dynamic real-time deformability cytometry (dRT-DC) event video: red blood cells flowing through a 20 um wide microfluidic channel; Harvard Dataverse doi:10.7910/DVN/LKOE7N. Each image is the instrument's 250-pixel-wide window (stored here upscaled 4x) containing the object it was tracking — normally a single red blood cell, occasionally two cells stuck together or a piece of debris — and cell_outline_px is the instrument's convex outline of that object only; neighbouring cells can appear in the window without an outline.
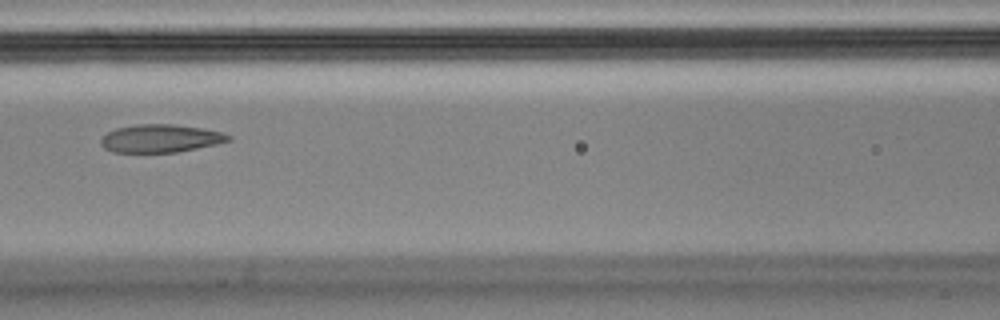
{"species": "Egyptian fruit bat (a non-hibernating species)", "species_latin": "Rousettus aegyptiacus", "temperature_condition": "cold", "stored_images_in_passage": 11, "camera_frame_rate_fps": 3000, "um_per_image_px": 0.085, "animal": {"sex": "male"}, "frame": {"image": 1, "passage_image": 4, "time_ms": 1.0, "image_size_px": [1000, 320], "cell_outline_px": [[232, 140], [216, 144], [176, 152], [112, 152], [104, 148], [100, 144], [100, 140], [108, 132], [116, 128], [136, 124], [172, 124], [204, 128], [220, 132], [232, 136]], "centroid_in_image_um": [13.64, 11.76], "position_along_channel_um": 153.0, "area_um2": 20.75}}
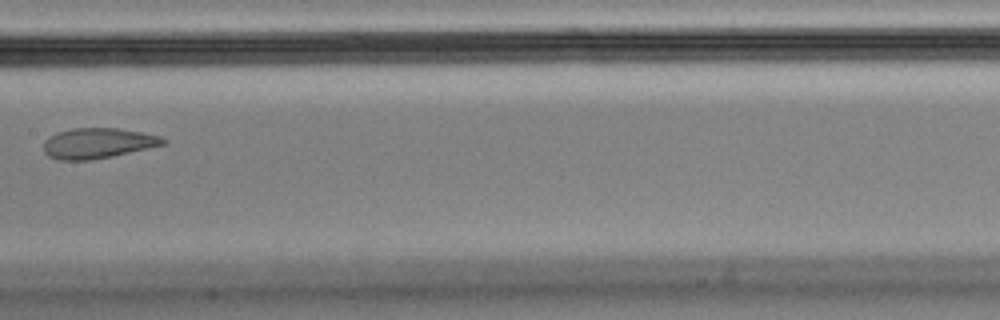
{"frame": {"image": 2, "passage_image": 5, "time_ms": 1.333, "image_size_px": [1000, 320], "cell_outline_px": [[168, 144], [112, 156], [92, 160], [60, 160], [48, 156], [44, 152], [44, 140], [48, 136], [56, 132], [72, 128], [120, 128], [160, 136], [168, 140]], "centroid_in_image_um": [8.32, 12.17], "position_along_channel_um": 199.1, "area_um2": 21.39}}